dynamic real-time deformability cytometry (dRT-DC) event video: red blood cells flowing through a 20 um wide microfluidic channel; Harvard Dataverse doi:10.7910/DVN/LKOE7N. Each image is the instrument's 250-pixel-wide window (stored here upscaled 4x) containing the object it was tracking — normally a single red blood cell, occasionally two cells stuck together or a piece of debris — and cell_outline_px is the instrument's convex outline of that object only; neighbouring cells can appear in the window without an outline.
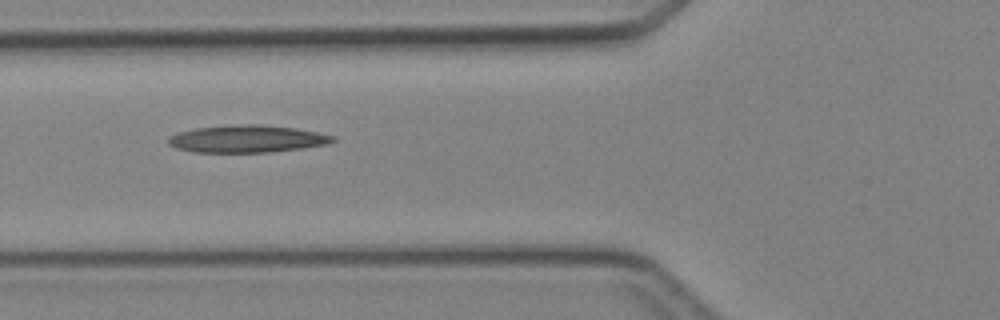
{"species": "Egyptian fruit bat (a non-hibernating species)", "species_latin": "Rousettus aegyptiacus", "temperature_condition": "cold", "stored_images_in_passage": 5, "camera_frame_rate_fps": 3000, "um_per_image_px": 0.085, "animal": {"sex": "female"}, "frame": {"image": 1, "passage_image": 4, "time_ms": 4.333, "image_size_px": [1000, 320], "cell_outline_px": [[336, 140], [328, 144], [300, 148], [268, 152], [192, 152], [176, 148], [168, 144], [168, 136], [176, 132], [196, 128], [232, 124], [260, 124], [296, 128], [336, 136]], "centroid_in_image_um": [20.96, 11.79], "position_along_channel_um": 104.8, "area_um2": 26.36}}
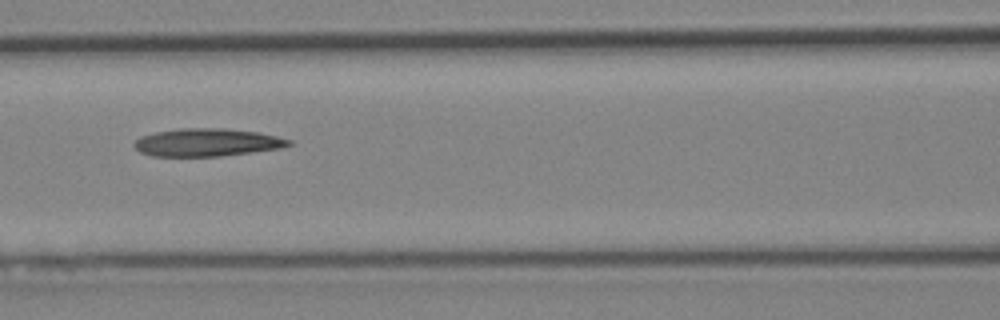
{"frame": {"image": 2, "passage_image": 5, "time_ms": 5.333, "image_size_px": [1000, 320], "cell_outline_px": [[292, 144], [284, 148], [220, 156], [152, 156], [140, 152], [132, 144], [140, 136], [156, 132], [180, 128], [224, 128], [256, 132], [276, 136], [292, 140]], "centroid_in_image_um": [17.6, 12.1], "position_along_channel_um": 149.0, "area_um2": 25.09}}